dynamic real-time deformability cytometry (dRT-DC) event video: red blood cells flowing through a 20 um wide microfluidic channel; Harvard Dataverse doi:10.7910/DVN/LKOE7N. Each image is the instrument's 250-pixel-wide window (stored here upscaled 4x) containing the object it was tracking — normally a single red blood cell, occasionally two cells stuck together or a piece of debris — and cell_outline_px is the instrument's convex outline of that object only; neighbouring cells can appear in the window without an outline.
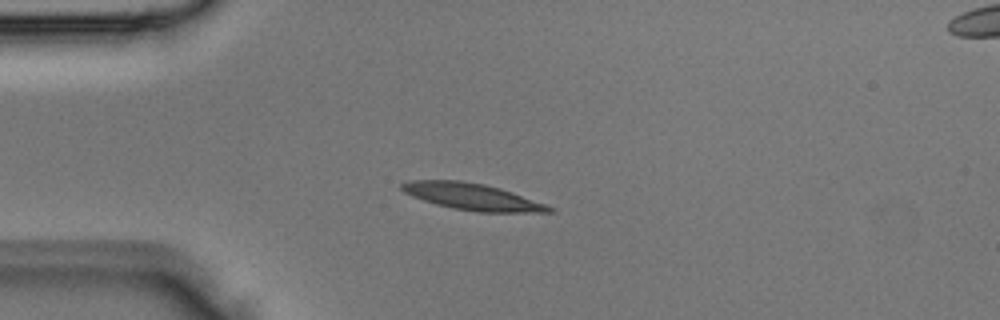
{"species": "Egyptian fruit bat (a non-hibernating species)", "species_latin": "Rousettus aegyptiacus", "temperature_condition": "room temperature", "stored_images_in_passage": 3, "segment_of_instrument_passage": [1, 2], "camera_frame_rate_fps": 3000, "um_per_image_px": 0.085, "animal": {"sex": "male"}, "frame": {"image": 1, "passage_image": 2, "time_ms": 0.333, "image_size_px": [1000, 320], "cell_outline_px": [[556, 212], [476, 212], [452, 208], [436, 204], [412, 196], [404, 192], [400, 188], [400, 184], [412, 180], [460, 180], [484, 184], [500, 188], [512, 192], [556, 208]], "centroid_in_image_um": [40.15, 16.72], "position_along_channel_um": 44.9, "area_um2": 22.83}}